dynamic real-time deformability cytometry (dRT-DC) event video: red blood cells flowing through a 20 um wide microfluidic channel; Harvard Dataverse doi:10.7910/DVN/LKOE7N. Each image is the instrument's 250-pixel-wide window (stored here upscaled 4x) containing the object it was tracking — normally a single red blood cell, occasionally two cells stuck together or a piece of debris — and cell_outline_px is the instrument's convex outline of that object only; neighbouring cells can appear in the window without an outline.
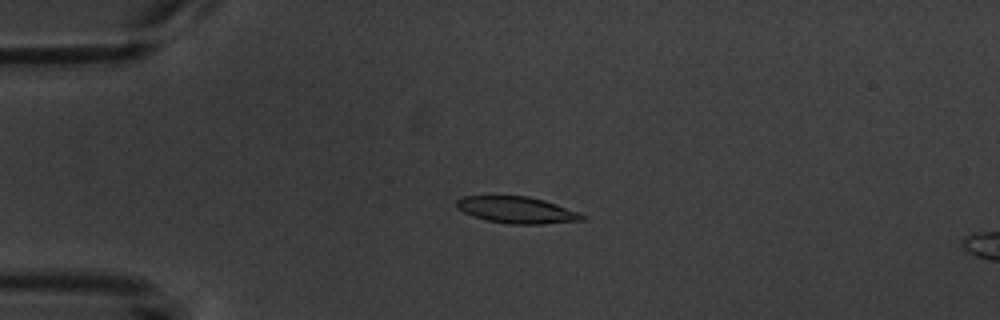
{"species": "common noctule bat (a hibernating species)", "species_latin": "Nyctalus noctula", "temperature_condition": "warm", "stored_images_in_passage": 5, "camera_frame_rate_fps": 3000, "um_per_image_px": 0.085, "animal": {"sex": "male", "body_mass_g": 20.1, "forearm_length_mm": 53.5}, "frame": {"image": 1, "passage_image": 3, "time_ms": 3.333, "image_size_px": [1000, 320], "cell_outline_px": [[588, 216], [584, 220], [540, 224], [512, 224], [488, 220], [472, 216], [456, 208], [456, 200], [464, 196], [528, 196], [544, 200], [556, 204]], "centroid_in_image_um": [43.92, 17.84], "position_along_channel_um": 41.1, "area_um2": 19.36}}
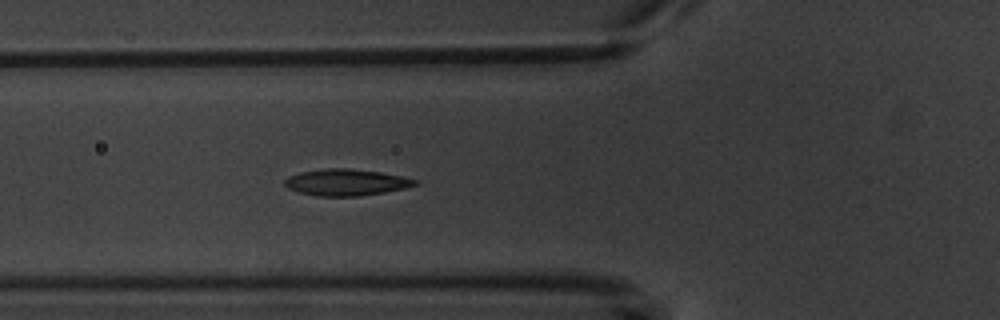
{"frame": {"image": 2, "passage_image": 5, "time_ms": 5.667, "image_size_px": [1000, 320], "cell_outline_px": [[420, 184], [404, 188], [384, 192], [356, 196], [316, 196], [296, 192], [288, 188], [284, 184], [284, 180], [288, 176], [300, 172], [324, 168], [348, 168], [380, 172], [420, 180]], "centroid_in_image_um": [29.4, 15.49], "position_along_channel_um": 96.4, "area_um2": 20.23}}